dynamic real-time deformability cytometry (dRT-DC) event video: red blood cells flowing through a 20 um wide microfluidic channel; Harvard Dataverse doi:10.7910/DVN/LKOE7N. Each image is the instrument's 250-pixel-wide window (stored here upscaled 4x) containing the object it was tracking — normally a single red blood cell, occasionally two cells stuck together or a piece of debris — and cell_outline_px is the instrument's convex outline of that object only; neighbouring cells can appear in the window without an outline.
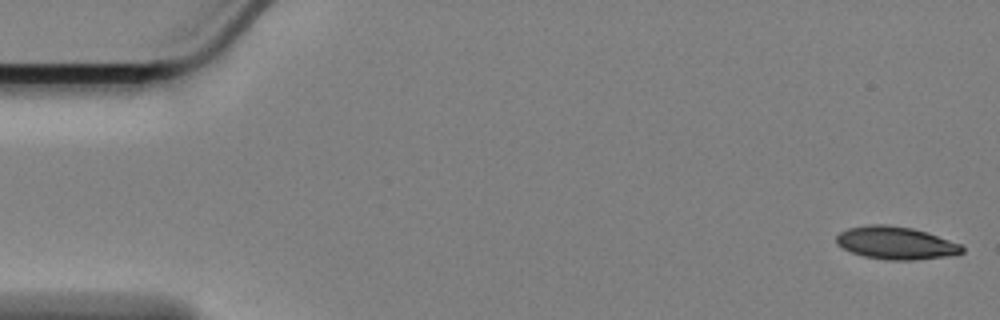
{"species": "Egyptian fruit bat (a non-hibernating species)", "species_latin": "Rousettus aegyptiacus", "temperature_condition": "cold", "stored_images_in_passage": 17, "camera_frame_rate_fps": 3000, "um_per_image_px": 0.085, "animal": {"sex": "female"}, "frame": {"image": 1, "passage_image": 1, "time_ms": 0.0, "image_size_px": [1000, 320], "cell_outline_px": [[964, 252], [956, 256], [916, 260], [888, 260], [864, 256], [852, 252], [836, 244], [836, 236], [840, 232], [848, 228], [868, 224], [888, 224], [912, 228], [928, 232], [960, 244], [964, 248]], "centroid_in_image_um": [76.19, 20.65], "position_along_channel_um": 8.8, "area_um2": 24.28}}
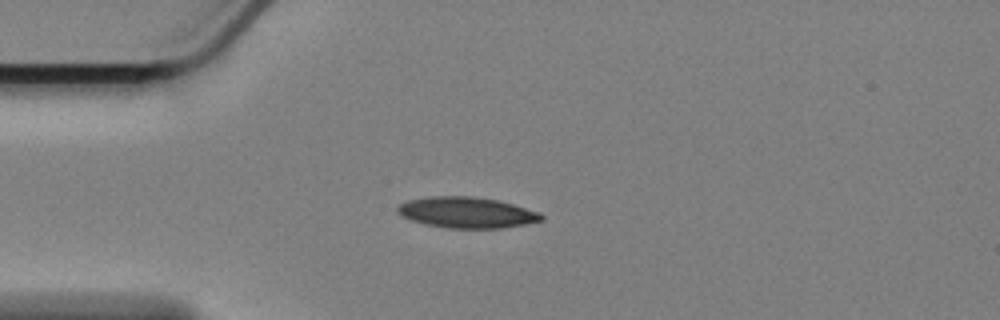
{"frame": {"image": 2, "passage_image": 14, "time_ms": 4.333, "image_size_px": [1000, 320], "cell_outline_px": [[544, 220], [504, 228], [448, 228], [424, 224], [412, 220], [396, 212], [396, 208], [400, 204], [408, 200], [428, 196], [472, 196], [496, 200], [512, 204], [540, 212], [544, 216]], "centroid_in_image_um": [39.67, 18.06], "position_along_channel_um": 45.3, "area_um2": 25.89}}